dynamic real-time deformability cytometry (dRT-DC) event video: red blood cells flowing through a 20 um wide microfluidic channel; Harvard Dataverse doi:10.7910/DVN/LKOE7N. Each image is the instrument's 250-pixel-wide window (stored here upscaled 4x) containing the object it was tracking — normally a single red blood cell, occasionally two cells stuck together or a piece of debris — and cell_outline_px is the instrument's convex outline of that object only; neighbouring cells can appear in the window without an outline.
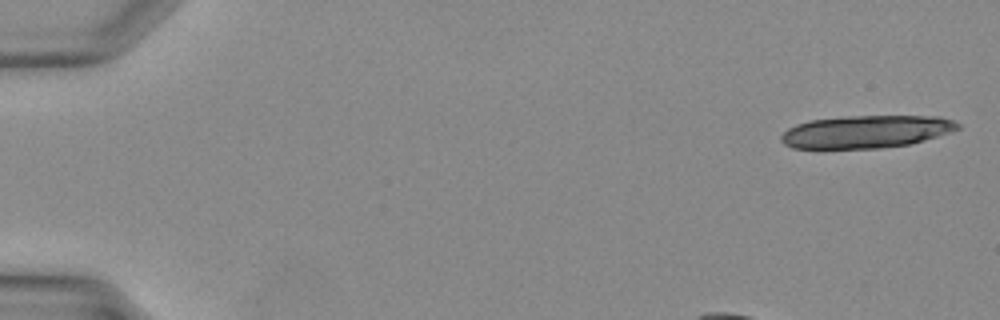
{"species": "Egyptian fruit bat (a non-hibernating species)", "species_latin": "Rousettus aegyptiacus", "temperature_condition": "warm", "stored_images_in_passage": 37, "camera_frame_rate_fps": 3000, "um_per_image_px": 0.085, "animal": {"sex": "female"}, "frame": {"image": 1, "passage_image": 1, "time_ms": 0.0, "image_size_px": [1000, 320], "cell_outline_px": [[960, 128], [924, 140], [908, 144], [880, 148], [820, 152], [792, 148], [784, 144], [780, 140], [780, 136], [788, 128], [796, 124], [808, 120], [848, 116], [940, 116], [952, 120], [960, 124]], "centroid_in_image_um": [73.47, 11.24], "position_along_channel_um": 11.5, "area_um2": 34.74}}